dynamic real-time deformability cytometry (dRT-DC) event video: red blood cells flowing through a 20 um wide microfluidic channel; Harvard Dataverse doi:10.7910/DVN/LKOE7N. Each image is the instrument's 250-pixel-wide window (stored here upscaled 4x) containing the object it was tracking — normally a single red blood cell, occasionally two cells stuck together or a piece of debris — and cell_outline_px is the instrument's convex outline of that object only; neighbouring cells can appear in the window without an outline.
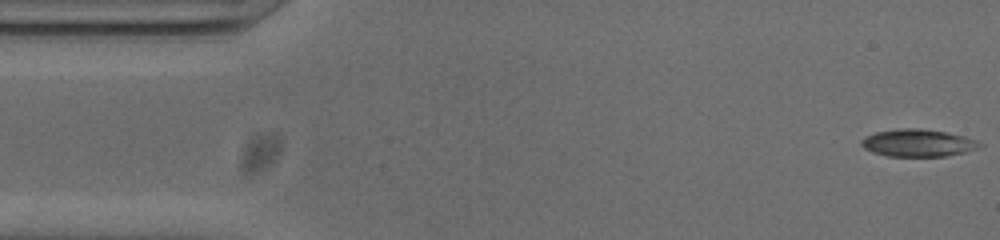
{"species": "common noctule bat (a hibernating species)", "species_latin": "Nyctalus noctula", "temperature_condition": "cold", "stored_images_in_passage": 52, "camera_frame_rate_fps": 3000, "um_per_image_px": 0.085, "animal": {"sex": "male", "body_mass_g": 20.0, "forearm_length_mm": 53.3}, "frame": {"image": 1, "passage_image": 1, "time_ms": 0.0, "image_size_px": [1000, 240], "cell_outline_px": [[984, 144], [976, 148], [964, 152], [944, 156], [888, 156], [872, 152], [864, 148], [860, 144], [860, 140], [864, 136], [876, 132], [900, 128], [920, 128], [948, 132], [964, 136], [976, 140]], "centroid_in_image_um": [77.99, 12.14], "position_along_channel_um": 7.0, "area_um2": 18.9}}
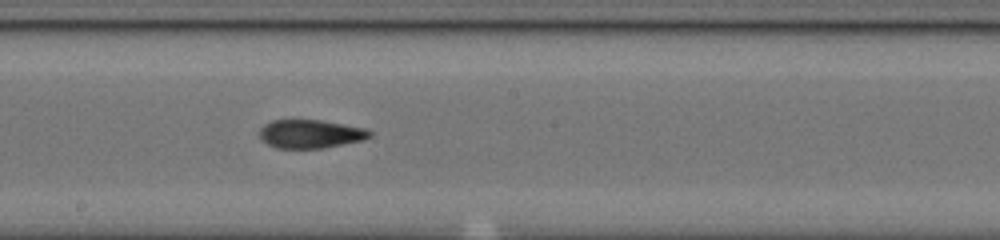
{"frame": {"image": 2, "passage_image": 27, "time_ms": 8.667, "image_size_px": [1000, 240], "cell_outline_px": [[372, 136], [364, 140], [324, 148], [276, 148], [268, 144], [256, 132], [264, 124], [272, 120], [320, 120], [368, 128], [372, 132]], "centroid_in_image_um": [26.41, 11.38], "position_along_channel_um": 221.8, "area_um2": 18.5}}
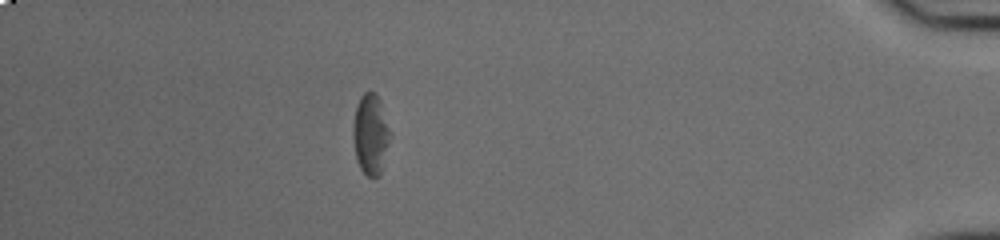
{"frame": {"image": 3, "passage_image": 46, "time_ms": 15.0, "image_size_px": [1000, 240], "cell_outline_px": [[392, 136], [380, 176], [368, 176], [360, 168], [356, 160], [352, 136], [352, 124], [356, 104], [360, 96], [364, 92], [376, 92], [380, 100], [392, 132]], "centroid_in_image_um": [31.51, 11.39], "position_along_channel_um": 403.7, "area_um2": 18.03}, "authors_computed_cell_mechanics": {"area_um2": 18.5538, "velocity_mm_per_s": 3.7979, "shape_relaxation_time_tau1_ms": 7.0646, "shape_relaxation_time_tau2_ms": 2.0809, "deformation_change_tau1": 0.2011, "deformation_change_tau2": 0.0886}}